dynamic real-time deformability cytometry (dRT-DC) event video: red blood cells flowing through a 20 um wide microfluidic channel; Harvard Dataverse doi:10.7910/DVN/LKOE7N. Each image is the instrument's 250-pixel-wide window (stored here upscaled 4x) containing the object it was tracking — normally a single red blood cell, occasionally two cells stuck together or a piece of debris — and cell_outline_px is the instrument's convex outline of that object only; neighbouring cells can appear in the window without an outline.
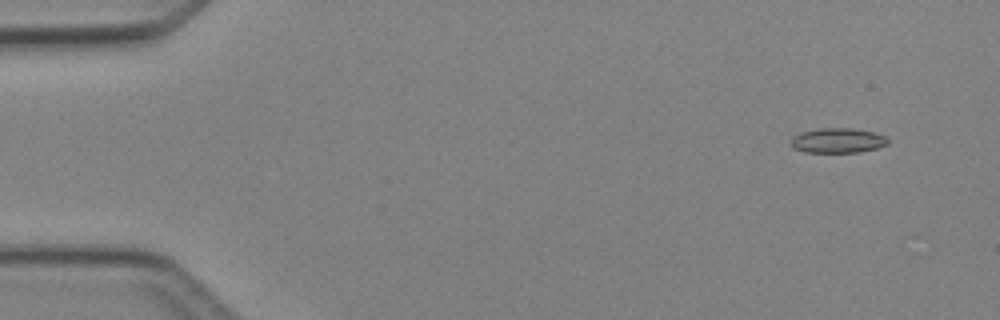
{"species": "Egyptian fruit bat (a non-hibernating species)", "species_latin": "Rousettus aegyptiacus", "temperature_condition": "cold", "stored_images_in_passage": 3, "camera_frame_rate_fps": 3000, "um_per_image_px": 0.085, "animal": {"sex": "female"}, "frame": {"image": 1, "passage_image": 1, "time_ms": 0.0, "image_size_px": [1000, 320], "cell_outline_px": [[888, 144], [876, 148], [860, 152], [804, 152], [792, 148], [792, 136], [800, 132], [820, 128], [852, 128], [872, 132], [884, 136], [888, 140]], "centroid_in_image_um": [71.17, 11.94], "position_along_channel_um": 13.8, "area_um2": 13.99}}
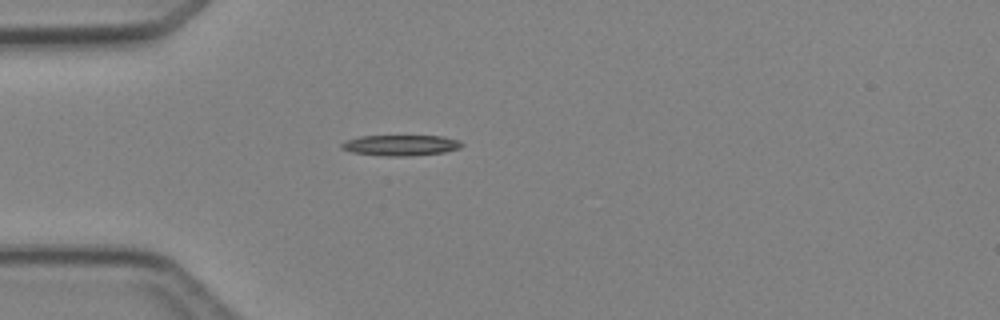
{"frame": {"image": 2, "passage_image": 3, "time_ms": 3.333, "image_size_px": [1000, 320], "cell_outline_px": [[464, 144], [460, 148], [444, 152], [404, 156], [388, 156], [352, 152], [340, 148], [340, 144], [348, 140], [360, 136], [444, 136], [460, 140]], "centroid_in_image_um": [34.09, 12.34], "position_along_channel_um": 50.9, "area_um2": 14.39}}